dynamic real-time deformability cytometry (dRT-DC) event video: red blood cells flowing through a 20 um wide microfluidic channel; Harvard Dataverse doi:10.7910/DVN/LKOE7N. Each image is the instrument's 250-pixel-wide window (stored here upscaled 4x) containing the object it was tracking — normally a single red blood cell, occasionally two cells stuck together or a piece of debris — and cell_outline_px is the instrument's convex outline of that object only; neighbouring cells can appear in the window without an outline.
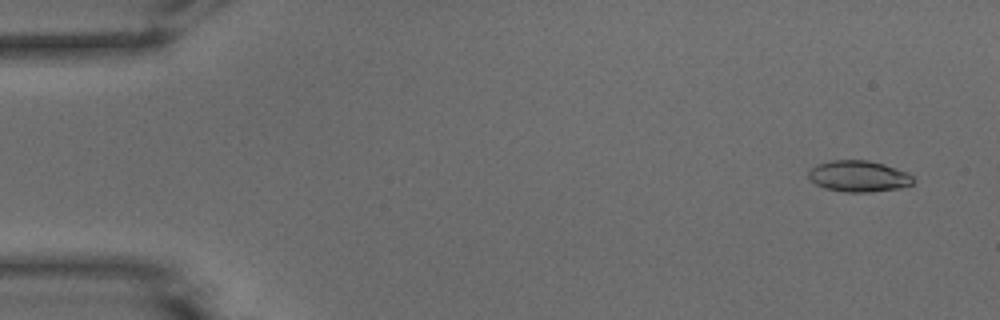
{"species": "common noctule bat (a hibernating species)", "species_latin": "Nyctalus noctula", "temperature_condition": "warm", "stored_images_in_passage": 52, "camera_frame_rate_fps": 3000, "um_per_image_px": 0.085, "animal": {"sex": "male", "body_mass_g": 15.6}, "frame": {"image": 1, "passage_image": 3, "time_ms": 0.667, "image_size_px": [1000, 320], "cell_outline_px": [[916, 180], [912, 184], [900, 188], [872, 192], [844, 192], [824, 188], [816, 184], [808, 176], [808, 172], [816, 164], [832, 160], [868, 160], [884, 164], [908, 172]], "centroid_in_image_um": [73.01, 14.98], "position_along_channel_um": 12.0, "area_um2": 19.19}}
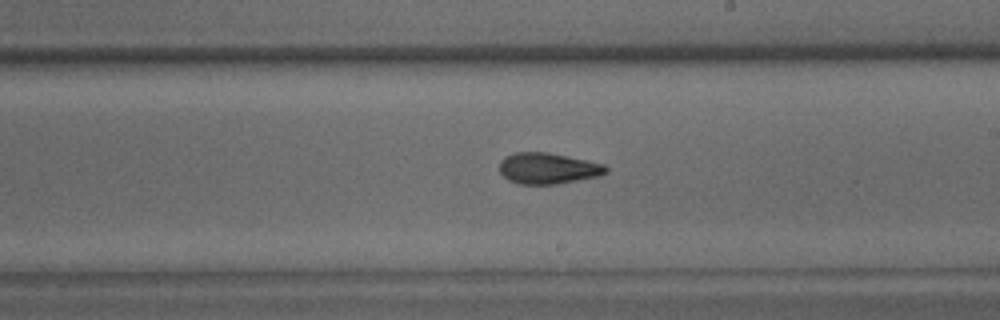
{"frame": {"image": 2, "passage_image": 30, "time_ms": 9.667, "image_size_px": [1000, 320], "cell_outline_px": [[608, 172], [600, 176], [556, 184], [520, 184], [508, 180], [500, 172], [500, 160], [504, 156], [516, 152], [548, 152], [604, 164], [608, 168]], "centroid_in_image_um": [46.57, 14.31], "position_along_channel_um": 242.4, "area_um2": 19.31}}
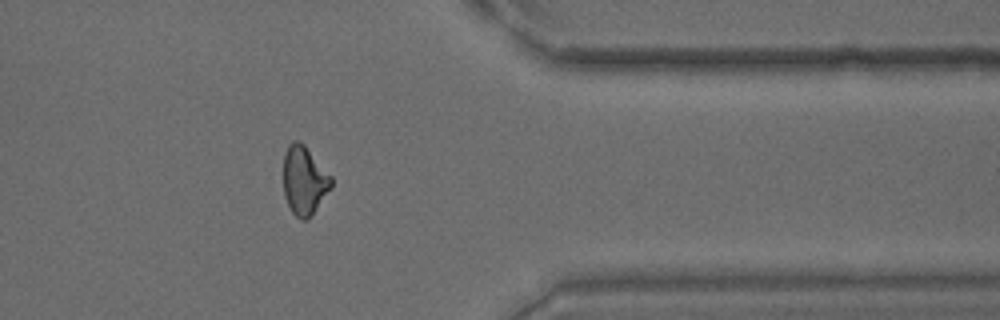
{"frame": {"image": 3, "passage_image": 42, "time_ms": 13.667, "image_size_px": [1000, 320], "cell_outline_px": [[332, 188], [308, 220], [300, 220], [292, 212], [284, 196], [284, 152], [288, 144], [292, 140], [300, 140], [304, 144], [332, 176]], "centroid_in_image_um": [25.87, 15.33], "position_along_channel_um": 385.5, "area_um2": 19.42}, "authors_computed_cell_mechanics": {"area_um2": 19.363, "velocity_mm_per_s": 3.9169, "shape_relaxation_time_tau1_ms": 6.719, "shape_relaxation_time_tau2_ms": 2.2562, "deformation_change_tau1": 0.2098, "deformation_change_tau2": 0.0994}}